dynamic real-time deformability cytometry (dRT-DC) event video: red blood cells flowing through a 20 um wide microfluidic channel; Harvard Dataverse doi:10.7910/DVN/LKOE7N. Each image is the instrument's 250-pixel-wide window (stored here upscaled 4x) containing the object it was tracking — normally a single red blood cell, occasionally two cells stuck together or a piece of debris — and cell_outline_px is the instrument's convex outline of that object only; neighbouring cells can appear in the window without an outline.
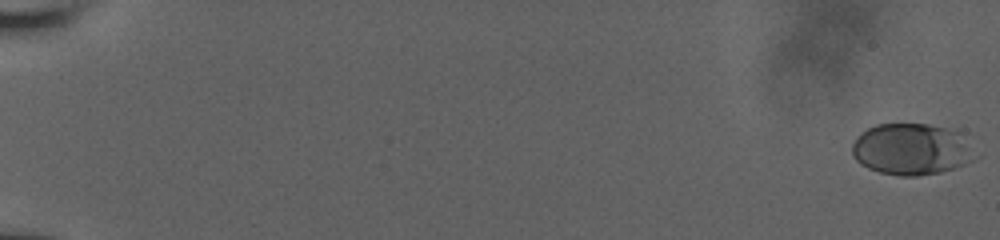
{"species": "human", "species_latin": "Homo sapiens", "temperature_condition": "room temperature", "stored_images_in_passage": 43, "camera_frame_rate_fps": 3000, "um_per_image_px": 0.085, "donor": {"sex": "male"}, "frame": {"image": 1, "passage_image": 1, "time_ms": 0.0, "image_size_px": [1000, 240], "cell_outline_px": [[972, 160], [964, 164], [940, 172], [916, 176], [900, 176], [880, 172], [868, 168], [860, 164], [852, 156], [852, 144], [856, 136], [860, 132], [876, 124], [928, 124], [944, 128], [956, 132], [972, 156]], "centroid_in_image_um": [77.31, 12.69], "position_along_channel_um": 7.7, "area_um2": 35.95}}
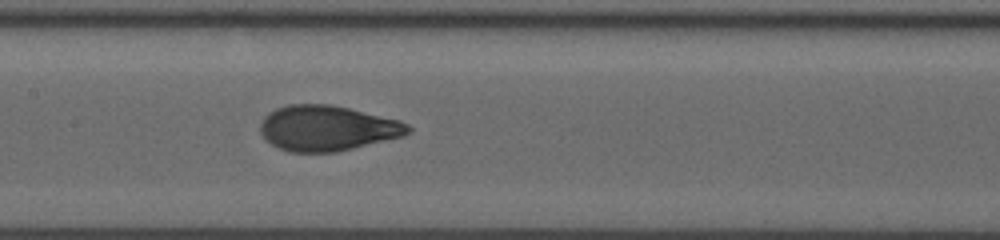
{"frame": {"image": 2, "passage_image": 24, "time_ms": 10.333, "image_size_px": [1000, 240], "cell_outline_px": [[412, 132], [404, 136], [336, 152], [288, 152], [264, 140], [260, 132], [260, 124], [264, 116], [268, 112], [276, 108], [288, 104], [332, 104], [400, 120], [408, 124], [412, 128]], "centroid_in_image_um": [27.81, 10.89], "position_along_channel_um": 179.6, "area_um2": 39.36}}
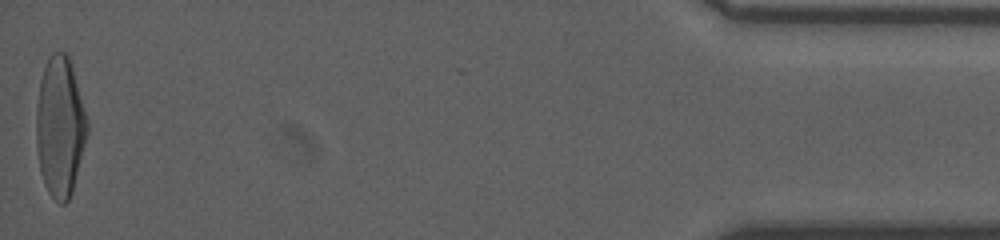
{"frame": {"image": 3, "passage_image": 43, "time_ms": 19.0, "image_size_px": [1000, 240], "cell_outline_px": [[88, 132], [72, 192], [68, 200], [64, 204], [60, 204], [48, 192], [44, 184], [40, 172], [36, 144], [36, 108], [40, 80], [44, 68], [52, 52], [64, 52], [68, 56], [72, 68], [88, 120]], "centroid_in_image_um": [5.09, 10.8], "position_along_channel_um": 430.1, "area_um2": 41.38}, "authors_computed_cell_mechanics": {"area_um2": 38.2636, "velocity_mm_per_s": 3.8624, "shape_relaxation_time_tau1_ms": 8.0692, "shape_relaxation_time_tau2_ms": null, "deformation_change_tau1": 0.2861, "deformation_change_tau2": null}}